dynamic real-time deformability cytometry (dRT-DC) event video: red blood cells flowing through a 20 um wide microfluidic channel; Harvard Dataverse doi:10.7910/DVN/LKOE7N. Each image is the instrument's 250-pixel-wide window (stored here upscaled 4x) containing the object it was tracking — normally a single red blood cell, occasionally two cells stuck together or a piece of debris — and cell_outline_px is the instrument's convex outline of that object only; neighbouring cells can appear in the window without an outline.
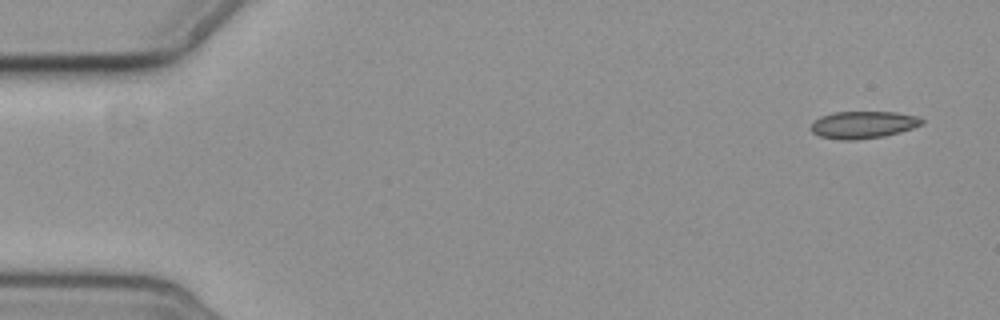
{"species": "common noctule bat (a hibernating species)", "species_latin": "Nyctalus noctula", "temperature_condition": "cold", "stored_images_in_passage": 6, "camera_frame_rate_fps": 3000, "um_per_image_px": 0.085, "animal": {"sex": "female", "body_mass_g": 19.3, "forearm_length_mm": 54.1}, "frame": {"image": 1, "passage_image": 1, "time_ms": 0.0, "image_size_px": [1000, 320], "cell_outline_px": [[924, 124], [900, 132], [884, 136], [856, 140], [840, 140], [820, 136], [812, 132], [808, 128], [820, 116], [832, 112], [896, 112], [920, 116], [924, 120]], "centroid_in_image_um": [73.38, 10.6], "position_along_channel_um": 11.6, "area_um2": 17.8}}
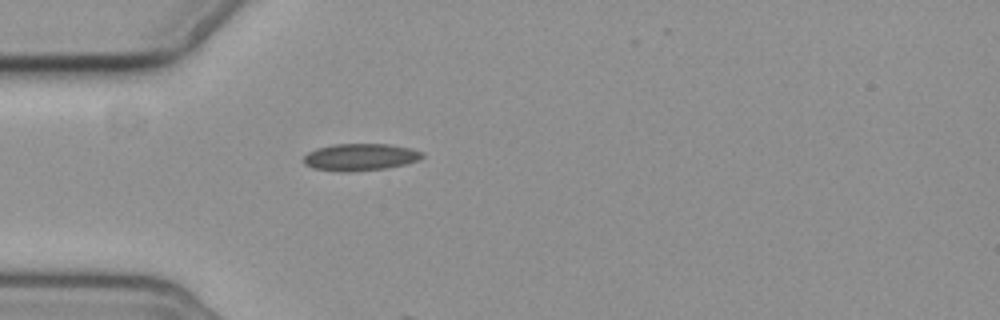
{"frame": {"image": 2, "passage_image": 5, "time_ms": 4.667, "image_size_px": [1000, 320], "cell_outline_px": [[424, 156], [408, 164], [384, 168], [348, 172], [340, 172], [312, 168], [304, 164], [304, 156], [308, 152], [316, 148], [332, 144], [388, 144], [412, 148], [424, 152]], "centroid_in_image_um": [30.61, 13.35], "position_along_channel_um": 54.4, "area_um2": 18.84}}